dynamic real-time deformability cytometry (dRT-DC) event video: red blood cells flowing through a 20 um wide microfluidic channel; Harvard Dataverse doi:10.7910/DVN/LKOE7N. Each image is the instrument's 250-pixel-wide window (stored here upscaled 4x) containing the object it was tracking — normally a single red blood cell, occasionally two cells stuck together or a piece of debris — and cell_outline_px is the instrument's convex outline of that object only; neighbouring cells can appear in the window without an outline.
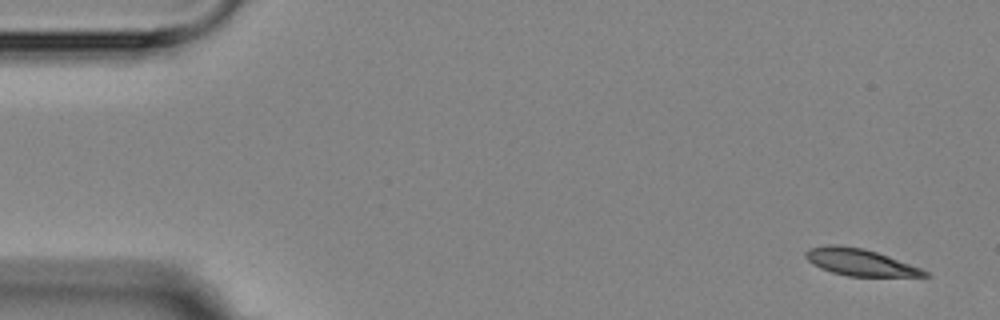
{"species": "Egyptian fruit bat (a non-hibernating species)", "species_latin": "Rousettus aegyptiacus", "temperature_condition": "room temperature", "stored_images_in_passage": 8, "camera_frame_rate_fps": 3000, "um_per_image_px": 0.085, "animal": {"sex": "female"}, "frame": {"image": 1, "passage_image": 1, "time_ms": 0.0, "image_size_px": [1000, 320], "cell_outline_px": [[932, 276], [848, 276], [832, 272], [820, 268], [812, 264], [804, 256], [804, 252], [808, 248], [828, 244], [836, 244], [864, 248], [888, 256], [920, 268], [928, 272]], "centroid_in_image_um": [73.04, 22.27], "position_along_channel_um": 12.0, "area_um2": 18.55}}
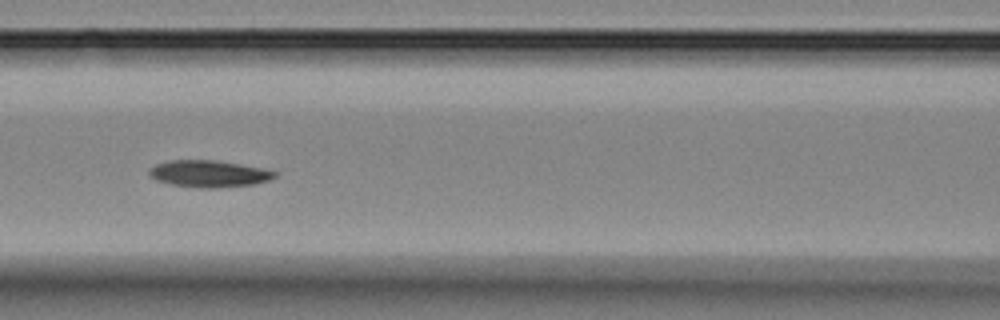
{"frame": {"image": 2, "passage_image": 7, "time_ms": 7.0, "image_size_px": [1000, 320], "cell_outline_px": [[280, 172], [272, 180], [256, 184], [220, 188], [200, 188], [168, 184], [156, 180], [148, 176], [148, 168], [156, 164], [168, 160], [216, 160], [240, 164]], "centroid_in_image_um": [17.75, 14.78], "position_along_channel_um": 148.8, "area_um2": 20.06}}
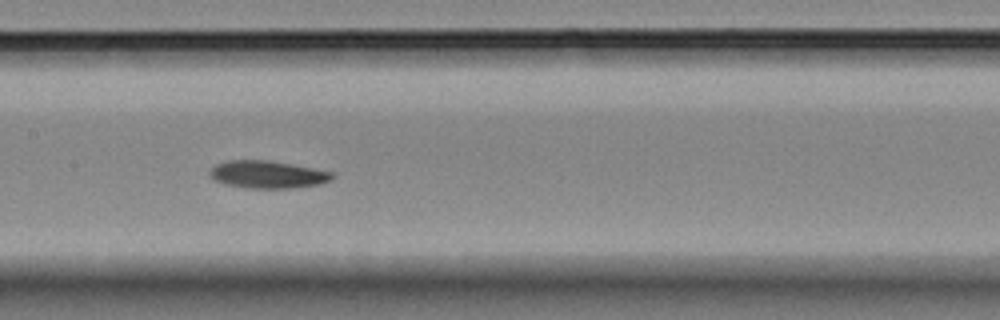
{"frame": {"image": 3, "passage_image": 8, "time_ms": 8.0, "image_size_px": [1000, 320], "cell_outline_px": [[336, 176], [320, 184], [292, 188], [244, 188], [224, 184], [216, 180], [208, 172], [216, 164], [228, 160], [268, 160], [292, 164], [332, 172]], "centroid_in_image_um": [22.73, 14.83], "position_along_channel_um": 184.7, "area_um2": 19.54}}